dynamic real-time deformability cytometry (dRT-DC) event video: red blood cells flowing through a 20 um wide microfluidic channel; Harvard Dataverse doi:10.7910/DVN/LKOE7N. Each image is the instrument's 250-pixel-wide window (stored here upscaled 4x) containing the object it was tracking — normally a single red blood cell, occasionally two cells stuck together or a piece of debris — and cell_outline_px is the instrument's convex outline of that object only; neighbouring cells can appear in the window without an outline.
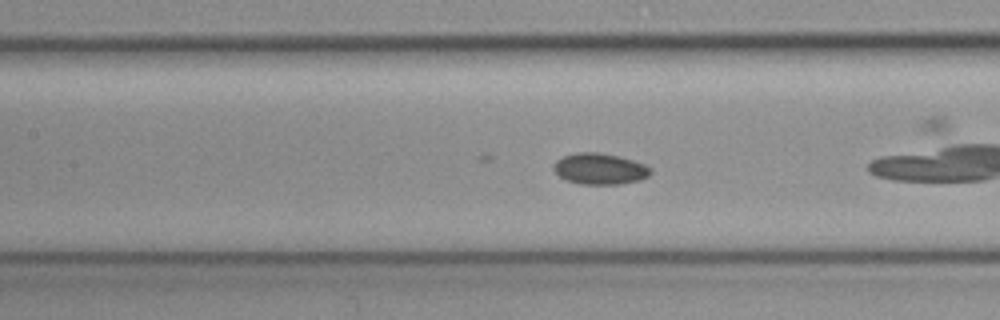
{"species": "common noctule bat (a hibernating species)", "species_latin": "Nyctalus noctula", "temperature_condition": "cold", "stored_images_in_passage": 43, "camera_frame_rate_fps": 3000, "um_per_image_px": 0.085, "animal": {"sex": "female", "body_mass_g": 19.3, "forearm_length_mm": 54.1}, "frame": {"image": 1, "passage_image": 16, "time_ms": 5.0, "image_size_px": [1000, 320], "cell_outline_px": [[652, 172], [648, 176], [640, 180], [620, 184], [580, 184], [568, 180], [560, 176], [552, 168], [556, 160], [564, 156], [576, 152], [596, 152], [620, 156], [644, 164], [652, 168]], "centroid_in_image_um": [51.0, 14.34], "position_along_channel_um": 156.4, "area_um2": 17.57}}